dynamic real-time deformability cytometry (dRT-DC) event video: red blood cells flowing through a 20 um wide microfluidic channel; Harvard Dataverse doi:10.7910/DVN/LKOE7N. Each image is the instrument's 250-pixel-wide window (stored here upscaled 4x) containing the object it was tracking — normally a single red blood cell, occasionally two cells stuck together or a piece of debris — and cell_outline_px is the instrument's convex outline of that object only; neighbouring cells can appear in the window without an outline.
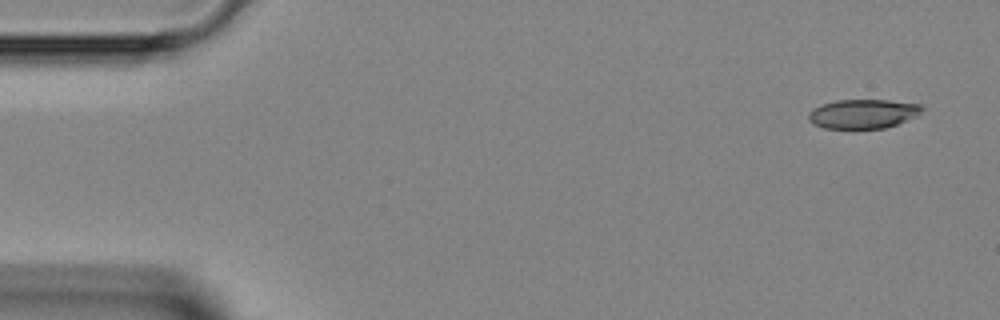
{"species": "Egyptian fruit bat (a non-hibernating species)", "species_latin": "Rousettus aegyptiacus", "temperature_condition": "room temperature", "stored_images_in_passage": 10, "camera_frame_rate_fps": 3000, "um_per_image_px": 0.085, "animal": {"sex": "female"}, "frame": {"image": 1, "passage_image": 1, "time_ms": 0.0, "image_size_px": [1000, 320], "cell_outline_px": [[924, 108], [916, 116], [896, 124], [884, 128], [856, 132], [852, 132], [824, 128], [812, 124], [808, 120], [808, 112], [812, 108], [820, 104], [836, 100], [888, 100], [920, 104]], "centroid_in_image_um": [73.27, 9.73], "position_along_channel_um": 11.7, "area_um2": 20.29}}